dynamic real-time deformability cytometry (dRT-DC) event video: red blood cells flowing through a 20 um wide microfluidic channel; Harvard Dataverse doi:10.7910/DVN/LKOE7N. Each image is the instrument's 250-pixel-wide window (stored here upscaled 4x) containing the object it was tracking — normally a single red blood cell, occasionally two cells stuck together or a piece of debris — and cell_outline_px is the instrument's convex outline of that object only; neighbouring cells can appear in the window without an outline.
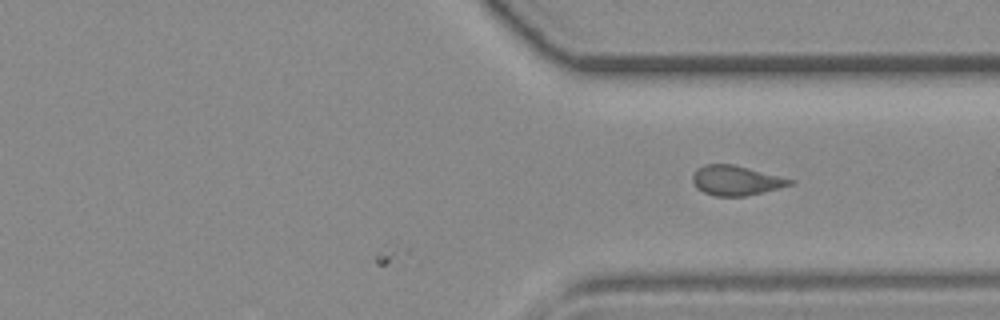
{"species": "common noctule bat (a hibernating species)", "species_latin": "Nyctalus noctula", "temperature_condition": "room temperature", "stored_images_in_passage": 17, "camera_frame_rate_fps": 3000, "um_per_image_px": 0.085, "animal": {"sex": "female", "body_mass_g": 19.3, "forearm_length_mm": 54.1}, "frame": {"image": 1, "passage_image": 17, "time_ms": 5.333, "image_size_px": [1000, 320], "cell_outline_px": [[796, 184], [744, 196], [716, 196], [704, 192], [696, 188], [692, 180], [692, 176], [696, 168], [704, 164], [732, 164], [796, 180]], "centroid_in_image_um": [62.56, 15.33], "position_along_channel_um": 348.8, "area_um2": 16.88}}